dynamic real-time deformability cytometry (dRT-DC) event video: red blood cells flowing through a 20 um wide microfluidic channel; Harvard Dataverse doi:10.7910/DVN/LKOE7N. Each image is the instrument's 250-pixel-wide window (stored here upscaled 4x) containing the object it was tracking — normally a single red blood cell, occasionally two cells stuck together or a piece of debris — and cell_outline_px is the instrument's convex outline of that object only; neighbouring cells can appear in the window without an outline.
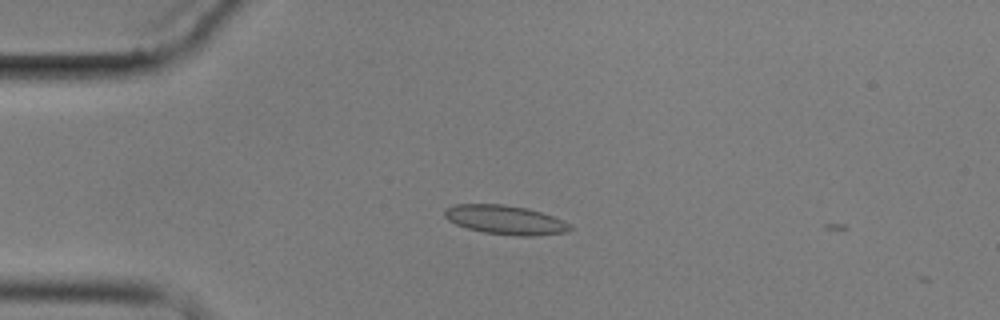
{"species": "common noctule bat (a hibernating species)", "species_latin": "Nyctalus noctula", "temperature_condition": "cold", "stored_images_in_passage": 5, "camera_frame_rate_fps": 3000, "um_per_image_px": 0.085, "animal": {"sex": "male", "body_mass_g": 17.9}, "frame": {"image": 1, "passage_image": 3, "time_ms": 2.333, "image_size_px": [1000, 320], "cell_outline_px": [[576, 228], [564, 232], [532, 236], [516, 236], [484, 232], [468, 228], [456, 224], [448, 220], [444, 216], [444, 208], [456, 204], [504, 204], [528, 208], [564, 220], [572, 224]], "centroid_in_image_um": [42.97, 18.68], "position_along_channel_um": 42.0, "area_um2": 21.39}}
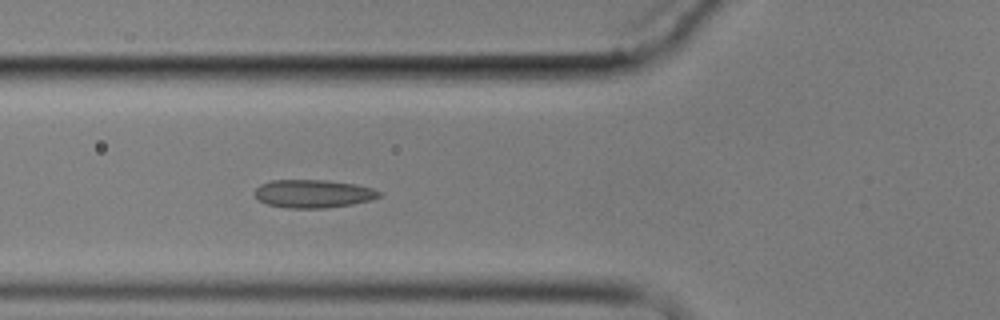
{"frame": {"image": 2, "passage_image": 5, "time_ms": 4.667, "image_size_px": [1000, 320], "cell_outline_px": [[380, 196], [372, 200], [352, 204], [324, 208], [288, 208], [268, 204], [260, 200], [252, 192], [260, 184], [272, 180], [324, 180], [356, 184], [372, 188], [380, 192]], "centroid_in_image_um": [26.61, 16.46], "position_along_channel_um": 99.2, "area_um2": 20.35}}